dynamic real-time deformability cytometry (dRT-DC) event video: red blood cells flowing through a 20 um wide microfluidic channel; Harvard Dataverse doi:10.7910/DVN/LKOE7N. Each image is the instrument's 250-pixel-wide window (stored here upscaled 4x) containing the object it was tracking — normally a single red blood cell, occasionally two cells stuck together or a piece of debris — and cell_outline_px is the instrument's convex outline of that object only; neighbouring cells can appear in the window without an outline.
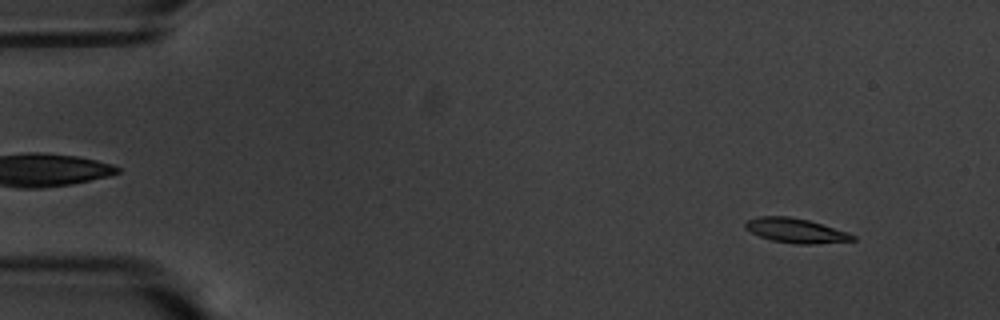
{"species": "common noctule bat (a hibernating species)", "species_latin": "Nyctalus noctula", "temperature_condition": "warm", "stored_images_in_passage": 57, "camera_frame_rate_fps": 3000, "um_per_image_px": 0.085, "animal": {"sex": "male", "body_mass_g": 20.1, "forearm_length_mm": 53.5}, "frame": {"image": 1, "passage_image": 5, "time_ms": 1.333, "image_size_px": [1000, 320], "cell_outline_px": [[856, 240], [816, 244], [796, 244], [772, 240], [760, 236], [744, 228], [744, 224], [748, 220], [756, 216], [788, 216], [808, 220], [848, 232], [856, 236]], "centroid_in_image_um": [67.65, 19.6], "position_along_channel_um": 17.4, "area_um2": 15.32}}
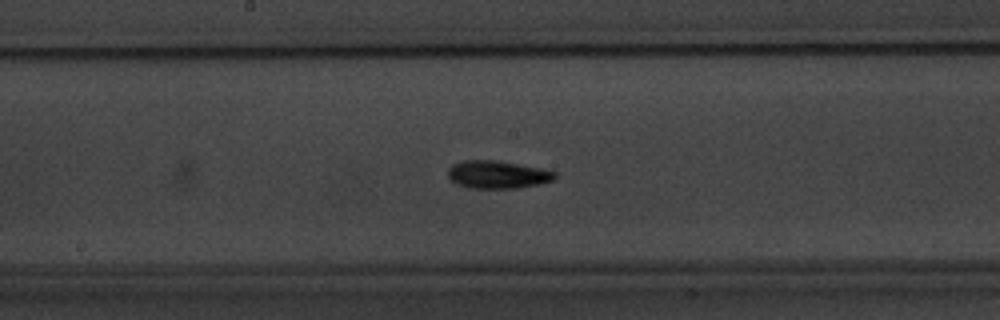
{"frame": {"image": 2, "passage_image": 30, "time_ms": 9.667, "image_size_px": [1000, 320], "cell_outline_px": [[556, 176], [552, 180], [540, 184], [520, 188], [468, 188], [456, 184], [448, 176], [448, 168], [452, 164], [464, 160], [496, 160], [540, 168], [556, 172]], "centroid_in_image_um": [42.26, 14.84], "position_along_channel_um": 205.9, "area_um2": 17.34}}
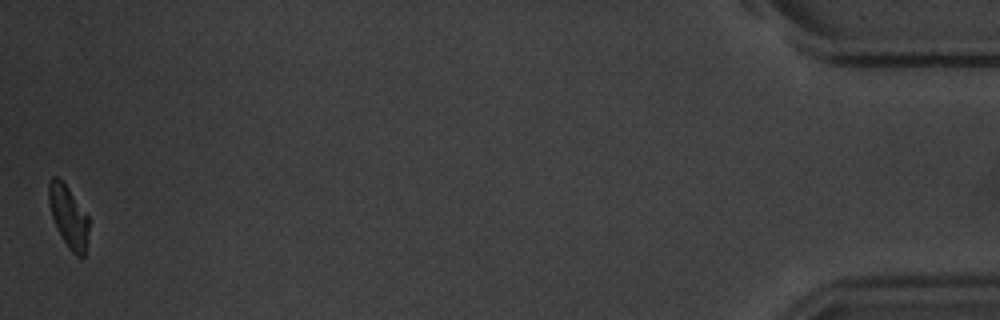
{"frame": {"image": 3, "passage_image": 57, "time_ms": 18.667, "image_size_px": [1000, 320], "cell_outline_px": [[88, 228], [84, 256], [76, 256], [68, 248], [52, 216], [48, 200], [48, 184], [52, 176], [56, 176], [68, 188], [88, 216]], "centroid_in_image_um": [5.8, 18.38], "position_along_channel_um": 429.4, "area_um2": 13.93}, "authors_computed_cell_mechanics": {"area_um2": 15.606, "velocity_mm_per_s": 3.5012, "shape_relaxation_time_tau1_ms": 2.6878, "shape_relaxation_time_tau2_ms": 5.2973, "deformation_change_tau1": 0.1394, "deformation_change_tau2": 0.1298}}